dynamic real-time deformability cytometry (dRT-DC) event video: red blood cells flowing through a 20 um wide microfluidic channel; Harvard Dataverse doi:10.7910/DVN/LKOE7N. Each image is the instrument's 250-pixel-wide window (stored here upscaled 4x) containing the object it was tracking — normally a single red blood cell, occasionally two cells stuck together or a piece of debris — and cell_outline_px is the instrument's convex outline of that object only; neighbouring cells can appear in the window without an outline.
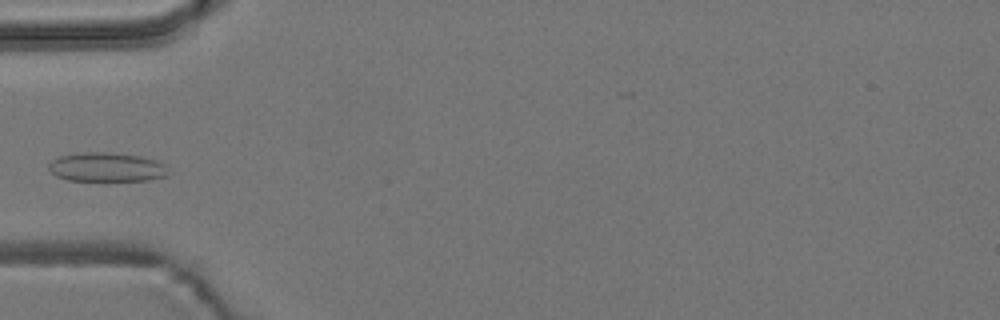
{"species": "common noctule bat (a hibernating species)", "species_latin": "Nyctalus noctula", "temperature_condition": "room temperature", "stored_images_in_passage": 6, "camera_frame_rate_fps": 3000, "um_per_image_px": 0.085, "animal": {"sex": "male", "body_mass_g": 19.2, "forearm_length_mm": 51.8}, "frame": {"image": 1, "passage_image": 5, "time_ms": 4.667, "image_size_px": [1000, 320], "cell_outline_px": [[172, 172], [164, 176], [148, 180], [68, 180], [56, 176], [48, 168], [48, 164], [56, 156], [84, 152], [104, 152], [140, 156], [156, 160], [164, 164]], "centroid_in_image_um": [9.06, 14.2], "position_along_channel_um": 75.9, "area_um2": 20.29}}